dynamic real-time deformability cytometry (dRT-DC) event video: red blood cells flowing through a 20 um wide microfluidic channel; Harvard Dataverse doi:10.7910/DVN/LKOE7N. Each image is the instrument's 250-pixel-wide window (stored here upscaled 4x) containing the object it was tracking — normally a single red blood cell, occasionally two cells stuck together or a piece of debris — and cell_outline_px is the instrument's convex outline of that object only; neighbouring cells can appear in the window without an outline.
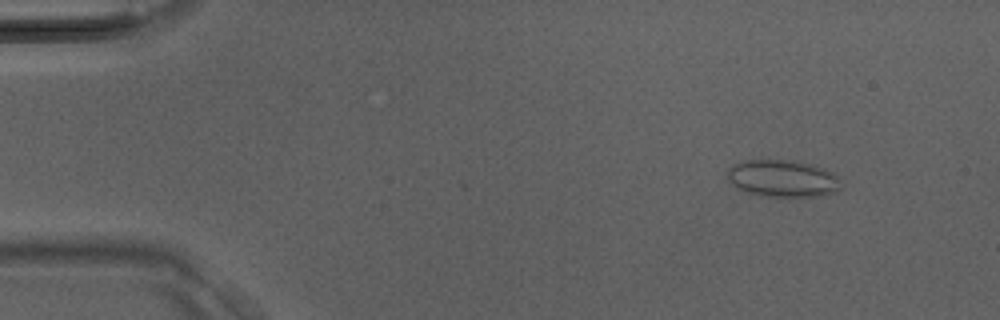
{"species": "Egyptian fruit bat (a non-hibernating species)", "species_latin": "Rousettus aegyptiacus", "temperature_condition": "room temperature", "stored_images_in_passage": 10, "camera_frame_rate_fps": 3000, "um_per_image_px": 0.085, "animal": {"sex": "male"}, "frame": {"image": 1, "passage_image": 5, "time_ms": 1.333, "image_size_px": [1000, 320], "cell_outline_px": [[844, 184], [836, 192], [816, 196], [768, 196], [748, 192], [732, 184], [728, 180], [728, 168], [732, 164], [748, 160], [796, 160], [824, 168], [832, 172]], "centroid_in_image_um": [66.56, 15.15], "position_along_channel_um": 18.4, "area_um2": 24.45}}